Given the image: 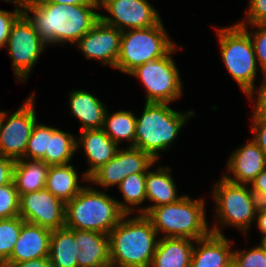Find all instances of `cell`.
<instances>
[{"label":"cell","instance_id":"obj_23","mask_svg":"<svg viewBox=\"0 0 266 267\" xmlns=\"http://www.w3.org/2000/svg\"><path fill=\"white\" fill-rule=\"evenodd\" d=\"M157 171V172H156ZM156 171L146 172V198L155 204L147 208L140 209L141 214L145 215L152 207L177 202L183 196H177L175 183L170 175L171 168L159 167Z\"/></svg>","mask_w":266,"mask_h":267},{"label":"cell","instance_id":"obj_9","mask_svg":"<svg viewBox=\"0 0 266 267\" xmlns=\"http://www.w3.org/2000/svg\"><path fill=\"white\" fill-rule=\"evenodd\" d=\"M174 47L162 58L137 66L129 75L142 80L146 87V103H167L182 95V83L175 62L170 56Z\"/></svg>","mask_w":266,"mask_h":267},{"label":"cell","instance_id":"obj_35","mask_svg":"<svg viewBox=\"0 0 266 267\" xmlns=\"http://www.w3.org/2000/svg\"><path fill=\"white\" fill-rule=\"evenodd\" d=\"M233 262L238 267H266V253L256 246L249 251H233Z\"/></svg>","mask_w":266,"mask_h":267},{"label":"cell","instance_id":"obj_40","mask_svg":"<svg viewBox=\"0 0 266 267\" xmlns=\"http://www.w3.org/2000/svg\"><path fill=\"white\" fill-rule=\"evenodd\" d=\"M1 267H51L49 257L31 259L25 262L3 264Z\"/></svg>","mask_w":266,"mask_h":267},{"label":"cell","instance_id":"obj_31","mask_svg":"<svg viewBox=\"0 0 266 267\" xmlns=\"http://www.w3.org/2000/svg\"><path fill=\"white\" fill-rule=\"evenodd\" d=\"M49 137H51V127L36 122L23 158L38 159L45 162V152H48Z\"/></svg>","mask_w":266,"mask_h":267},{"label":"cell","instance_id":"obj_33","mask_svg":"<svg viewBox=\"0 0 266 267\" xmlns=\"http://www.w3.org/2000/svg\"><path fill=\"white\" fill-rule=\"evenodd\" d=\"M240 26L249 34V36L253 37H251V41L253 43L256 61L259 62L264 77H266V23L254 24L253 26L257 27L258 30L254 33L248 32L246 25Z\"/></svg>","mask_w":266,"mask_h":267},{"label":"cell","instance_id":"obj_20","mask_svg":"<svg viewBox=\"0 0 266 267\" xmlns=\"http://www.w3.org/2000/svg\"><path fill=\"white\" fill-rule=\"evenodd\" d=\"M74 239L78 241V267H103L110 264L109 237L96 231L74 229Z\"/></svg>","mask_w":266,"mask_h":267},{"label":"cell","instance_id":"obj_39","mask_svg":"<svg viewBox=\"0 0 266 267\" xmlns=\"http://www.w3.org/2000/svg\"><path fill=\"white\" fill-rule=\"evenodd\" d=\"M251 190L260 204H266V167L251 182Z\"/></svg>","mask_w":266,"mask_h":267},{"label":"cell","instance_id":"obj_30","mask_svg":"<svg viewBox=\"0 0 266 267\" xmlns=\"http://www.w3.org/2000/svg\"><path fill=\"white\" fill-rule=\"evenodd\" d=\"M24 222L20 216L0 219V267L9 259Z\"/></svg>","mask_w":266,"mask_h":267},{"label":"cell","instance_id":"obj_16","mask_svg":"<svg viewBox=\"0 0 266 267\" xmlns=\"http://www.w3.org/2000/svg\"><path fill=\"white\" fill-rule=\"evenodd\" d=\"M210 229L207 237L196 240L198 248L193 247L190 267H227L233 261L231 243L222 230L217 225Z\"/></svg>","mask_w":266,"mask_h":267},{"label":"cell","instance_id":"obj_14","mask_svg":"<svg viewBox=\"0 0 266 267\" xmlns=\"http://www.w3.org/2000/svg\"><path fill=\"white\" fill-rule=\"evenodd\" d=\"M111 17L101 15L100 19L122 32L125 28L144 29L156 25L161 19L147 0H99Z\"/></svg>","mask_w":266,"mask_h":267},{"label":"cell","instance_id":"obj_34","mask_svg":"<svg viewBox=\"0 0 266 267\" xmlns=\"http://www.w3.org/2000/svg\"><path fill=\"white\" fill-rule=\"evenodd\" d=\"M5 1L14 3L18 7L15 8L14 12L0 10V48H4L6 46L13 24L23 14L22 0Z\"/></svg>","mask_w":266,"mask_h":267},{"label":"cell","instance_id":"obj_37","mask_svg":"<svg viewBox=\"0 0 266 267\" xmlns=\"http://www.w3.org/2000/svg\"><path fill=\"white\" fill-rule=\"evenodd\" d=\"M253 127L252 132L255 134L253 141L266 155V117L259 114L256 110L253 111Z\"/></svg>","mask_w":266,"mask_h":267},{"label":"cell","instance_id":"obj_27","mask_svg":"<svg viewBox=\"0 0 266 267\" xmlns=\"http://www.w3.org/2000/svg\"><path fill=\"white\" fill-rule=\"evenodd\" d=\"M136 118L130 111H118L114 114L105 113L103 131L117 145L123 139L130 142V147L135 144Z\"/></svg>","mask_w":266,"mask_h":267},{"label":"cell","instance_id":"obj_45","mask_svg":"<svg viewBox=\"0 0 266 267\" xmlns=\"http://www.w3.org/2000/svg\"><path fill=\"white\" fill-rule=\"evenodd\" d=\"M227 267H238L233 261Z\"/></svg>","mask_w":266,"mask_h":267},{"label":"cell","instance_id":"obj_6","mask_svg":"<svg viewBox=\"0 0 266 267\" xmlns=\"http://www.w3.org/2000/svg\"><path fill=\"white\" fill-rule=\"evenodd\" d=\"M222 60L232 78L251 100L257 73L256 55L251 36L239 25L218 29Z\"/></svg>","mask_w":266,"mask_h":267},{"label":"cell","instance_id":"obj_19","mask_svg":"<svg viewBox=\"0 0 266 267\" xmlns=\"http://www.w3.org/2000/svg\"><path fill=\"white\" fill-rule=\"evenodd\" d=\"M80 136V140L77 141V149L79 148V143H81L82 145L80 144V146L84 148L90 165V169L83 175V179L88 181V177L101 165L107 164L115 156L119 148L105 134L102 128L83 130Z\"/></svg>","mask_w":266,"mask_h":267},{"label":"cell","instance_id":"obj_41","mask_svg":"<svg viewBox=\"0 0 266 267\" xmlns=\"http://www.w3.org/2000/svg\"><path fill=\"white\" fill-rule=\"evenodd\" d=\"M258 89V97L254 106V110L266 117V77Z\"/></svg>","mask_w":266,"mask_h":267},{"label":"cell","instance_id":"obj_17","mask_svg":"<svg viewBox=\"0 0 266 267\" xmlns=\"http://www.w3.org/2000/svg\"><path fill=\"white\" fill-rule=\"evenodd\" d=\"M51 230L24 222L9 259L4 264L49 257Z\"/></svg>","mask_w":266,"mask_h":267},{"label":"cell","instance_id":"obj_11","mask_svg":"<svg viewBox=\"0 0 266 267\" xmlns=\"http://www.w3.org/2000/svg\"><path fill=\"white\" fill-rule=\"evenodd\" d=\"M12 58L14 73L18 79H27L46 44L32 23L22 14L13 24L5 48Z\"/></svg>","mask_w":266,"mask_h":267},{"label":"cell","instance_id":"obj_8","mask_svg":"<svg viewBox=\"0 0 266 267\" xmlns=\"http://www.w3.org/2000/svg\"><path fill=\"white\" fill-rule=\"evenodd\" d=\"M215 186L213 197L221 225H231L246 232L260 204L251 188L231 182L224 176Z\"/></svg>","mask_w":266,"mask_h":267},{"label":"cell","instance_id":"obj_4","mask_svg":"<svg viewBox=\"0 0 266 267\" xmlns=\"http://www.w3.org/2000/svg\"><path fill=\"white\" fill-rule=\"evenodd\" d=\"M193 111L179 113L167 103H146L140 118H136L134 148L158 161L157 151H165L178 135Z\"/></svg>","mask_w":266,"mask_h":267},{"label":"cell","instance_id":"obj_46","mask_svg":"<svg viewBox=\"0 0 266 267\" xmlns=\"http://www.w3.org/2000/svg\"><path fill=\"white\" fill-rule=\"evenodd\" d=\"M103 267H120V266H116V265H113V264H108V265H106V266H103Z\"/></svg>","mask_w":266,"mask_h":267},{"label":"cell","instance_id":"obj_13","mask_svg":"<svg viewBox=\"0 0 266 267\" xmlns=\"http://www.w3.org/2000/svg\"><path fill=\"white\" fill-rule=\"evenodd\" d=\"M156 161L147 153L134 147L118 149L115 156L96 169L89 177V182L108 188L118 185L122 180L139 172H147Z\"/></svg>","mask_w":266,"mask_h":267},{"label":"cell","instance_id":"obj_3","mask_svg":"<svg viewBox=\"0 0 266 267\" xmlns=\"http://www.w3.org/2000/svg\"><path fill=\"white\" fill-rule=\"evenodd\" d=\"M125 215L115 198L84 187L66 203L65 227L108 235Z\"/></svg>","mask_w":266,"mask_h":267},{"label":"cell","instance_id":"obj_44","mask_svg":"<svg viewBox=\"0 0 266 267\" xmlns=\"http://www.w3.org/2000/svg\"><path fill=\"white\" fill-rule=\"evenodd\" d=\"M259 247L266 253V236L262 237Z\"/></svg>","mask_w":266,"mask_h":267},{"label":"cell","instance_id":"obj_18","mask_svg":"<svg viewBox=\"0 0 266 267\" xmlns=\"http://www.w3.org/2000/svg\"><path fill=\"white\" fill-rule=\"evenodd\" d=\"M228 164L229 172L234 178L224 175L227 180L239 184H251L255 177L266 167V155L259 146L251 140L232 153Z\"/></svg>","mask_w":266,"mask_h":267},{"label":"cell","instance_id":"obj_10","mask_svg":"<svg viewBox=\"0 0 266 267\" xmlns=\"http://www.w3.org/2000/svg\"><path fill=\"white\" fill-rule=\"evenodd\" d=\"M33 104L32 95L9 118L7 112L0 111V155L14 160L25 156L28 140L37 122Z\"/></svg>","mask_w":266,"mask_h":267},{"label":"cell","instance_id":"obj_29","mask_svg":"<svg viewBox=\"0 0 266 267\" xmlns=\"http://www.w3.org/2000/svg\"><path fill=\"white\" fill-rule=\"evenodd\" d=\"M145 181L146 172H139L125 177L119 184L118 187L126 204L119 201L117 203L126 214L129 215L135 211L131 206L142 204L146 200Z\"/></svg>","mask_w":266,"mask_h":267},{"label":"cell","instance_id":"obj_42","mask_svg":"<svg viewBox=\"0 0 266 267\" xmlns=\"http://www.w3.org/2000/svg\"><path fill=\"white\" fill-rule=\"evenodd\" d=\"M257 227L266 236V204H259L256 212Z\"/></svg>","mask_w":266,"mask_h":267},{"label":"cell","instance_id":"obj_38","mask_svg":"<svg viewBox=\"0 0 266 267\" xmlns=\"http://www.w3.org/2000/svg\"><path fill=\"white\" fill-rule=\"evenodd\" d=\"M15 160L0 155V186L13 182Z\"/></svg>","mask_w":266,"mask_h":267},{"label":"cell","instance_id":"obj_2","mask_svg":"<svg viewBox=\"0 0 266 267\" xmlns=\"http://www.w3.org/2000/svg\"><path fill=\"white\" fill-rule=\"evenodd\" d=\"M121 221L110 231V263L120 267H150L158 239L151 221L143 214Z\"/></svg>","mask_w":266,"mask_h":267},{"label":"cell","instance_id":"obj_1","mask_svg":"<svg viewBox=\"0 0 266 267\" xmlns=\"http://www.w3.org/2000/svg\"><path fill=\"white\" fill-rule=\"evenodd\" d=\"M99 4L63 5L43 0H22L23 14L32 23L42 41L75 44L100 19L94 11ZM29 11L33 17L29 16Z\"/></svg>","mask_w":266,"mask_h":267},{"label":"cell","instance_id":"obj_25","mask_svg":"<svg viewBox=\"0 0 266 267\" xmlns=\"http://www.w3.org/2000/svg\"><path fill=\"white\" fill-rule=\"evenodd\" d=\"M78 241L74 239V229L66 227L53 230L50 236L49 259L51 267H78Z\"/></svg>","mask_w":266,"mask_h":267},{"label":"cell","instance_id":"obj_32","mask_svg":"<svg viewBox=\"0 0 266 267\" xmlns=\"http://www.w3.org/2000/svg\"><path fill=\"white\" fill-rule=\"evenodd\" d=\"M19 199L14 181L0 186V219L19 216Z\"/></svg>","mask_w":266,"mask_h":267},{"label":"cell","instance_id":"obj_7","mask_svg":"<svg viewBox=\"0 0 266 267\" xmlns=\"http://www.w3.org/2000/svg\"><path fill=\"white\" fill-rule=\"evenodd\" d=\"M174 45L168 39L161 20L148 28L128 29L122 32L121 49L115 68L129 74L139 65L162 58Z\"/></svg>","mask_w":266,"mask_h":267},{"label":"cell","instance_id":"obj_12","mask_svg":"<svg viewBox=\"0 0 266 267\" xmlns=\"http://www.w3.org/2000/svg\"><path fill=\"white\" fill-rule=\"evenodd\" d=\"M65 209L66 204L46 188L22 194L19 199V216L51 231L65 227Z\"/></svg>","mask_w":266,"mask_h":267},{"label":"cell","instance_id":"obj_28","mask_svg":"<svg viewBox=\"0 0 266 267\" xmlns=\"http://www.w3.org/2000/svg\"><path fill=\"white\" fill-rule=\"evenodd\" d=\"M77 150V139L69 133L51 127L45 163L49 166L68 164Z\"/></svg>","mask_w":266,"mask_h":267},{"label":"cell","instance_id":"obj_22","mask_svg":"<svg viewBox=\"0 0 266 267\" xmlns=\"http://www.w3.org/2000/svg\"><path fill=\"white\" fill-rule=\"evenodd\" d=\"M69 96L72 114L81 121V131L103 127L107 111L103 102L89 92L82 90L71 91Z\"/></svg>","mask_w":266,"mask_h":267},{"label":"cell","instance_id":"obj_36","mask_svg":"<svg viewBox=\"0 0 266 267\" xmlns=\"http://www.w3.org/2000/svg\"><path fill=\"white\" fill-rule=\"evenodd\" d=\"M246 22L239 25L266 23V0H250Z\"/></svg>","mask_w":266,"mask_h":267},{"label":"cell","instance_id":"obj_21","mask_svg":"<svg viewBox=\"0 0 266 267\" xmlns=\"http://www.w3.org/2000/svg\"><path fill=\"white\" fill-rule=\"evenodd\" d=\"M194 240L162 237L158 239L150 267H190Z\"/></svg>","mask_w":266,"mask_h":267},{"label":"cell","instance_id":"obj_15","mask_svg":"<svg viewBox=\"0 0 266 267\" xmlns=\"http://www.w3.org/2000/svg\"><path fill=\"white\" fill-rule=\"evenodd\" d=\"M122 31L99 19L75 44L88 59H99L104 65L116 67L121 49Z\"/></svg>","mask_w":266,"mask_h":267},{"label":"cell","instance_id":"obj_5","mask_svg":"<svg viewBox=\"0 0 266 267\" xmlns=\"http://www.w3.org/2000/svg\"><path fill=\"white\" fill-rule=\"evenodd\" d=\"M204 200H193L184 195L172 204L152 207L145 216L157 232L166 233L163 237L188 238L199 240L211 233L205 218Z\"/></svg>","mask_w":266,"mask_h":267},{"label":"cell","instance_id":"obj_43","mask_svg":"<svg viewBox=\"0 0 266 267\" xmlns=\"http://www.w3.org/2000/svg\"><path fill=\"white\" fill-rule=\"evenodd\" d=\"M44 2L57 3L63 5H84L99 4V0H43Z\"/></svg>","mask_w":266,"mask_h":267},{"label":"cell","instance_id":"obj_26","mask_svg":"<svg viewBox=\"0 0 266 267\" xmlns=\"http://www.w3.org/2000/svg\"><path fill=\"white\" fill-rule=\"evenodd\" d=\"M45 188L65 204L84 187L78 185V175L70 164L49 166Z\"/></svg>","mask_w":266,"mask_h":267},{"label":"cell","instance_id":"obj_24","mask_svg":"<svg viewBox=\"0 0 266 267\" xmlns=\"http://www.w3.org/2000/svg\"><path fill=\"white\" fill-rule=\"evenodd\" d=\"M48 169L49 165L42 160L24 158L15 160L13 181L19 197L22 194L44 189Z\"/></svg>","mask_w":266,"mask_h":267}]
</instances>
